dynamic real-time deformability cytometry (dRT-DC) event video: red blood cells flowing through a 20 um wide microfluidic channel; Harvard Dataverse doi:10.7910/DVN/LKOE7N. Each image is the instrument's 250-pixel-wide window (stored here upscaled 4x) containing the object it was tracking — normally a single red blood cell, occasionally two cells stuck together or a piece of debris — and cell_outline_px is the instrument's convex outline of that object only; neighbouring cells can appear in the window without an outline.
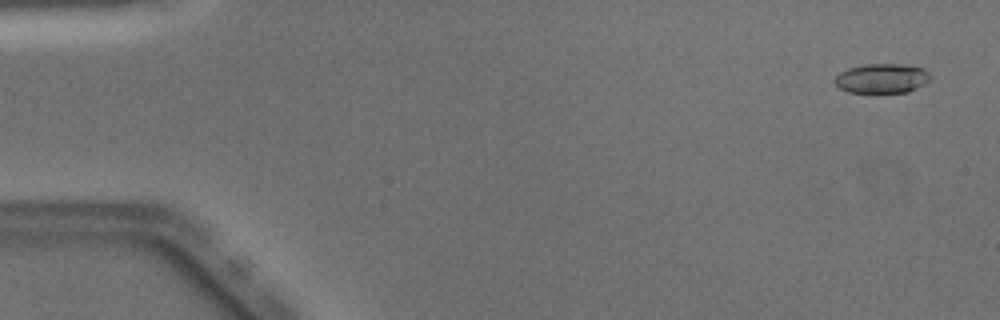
{"species": "Egyptian fruit bat (a non-hibernating species)", "species_latin": "Rousettus aegyptiacus", "temperature_condition": "warm", "stored_images_in_passage": 50, "camera_frame_rate_fps": 3000, "um_per_image_px": 0.085, "animal": {"sex": "male"}, "frame": {"image": 1, "passage_image": 3, "time_ms": 0.667, "image_size_px": [1000, 320], "cell_outline_px": [[928, 80], [924, 84], [908, 92], [876, 96], [848, 92], [840, 88], [836, 84], [836, 76], [840, 72], [848, 68], [864, 64], [900, 64], [924, 68], [928, 72]], "centroid_in_image_um": [74.93, 6.72], "position_along_channel_um": 10.1, "area_um2": 17.05}}
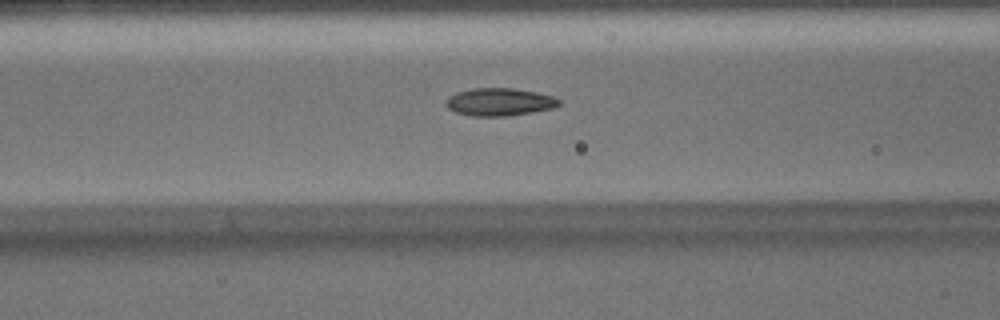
{"frame": {"image": 2, "passage_image": 21, "time_ms": 6.667, "image_size_px": [1000, 320], "cell_outline_px": [[560, 104], [552, 108], [508, 116], [472, 116], [456, 112], [448, 108], [444, 104], [444, 100], [448, 96], [456, 92], [472, 88], [512, 88], [536, 92], [552, 96], [560, 100]], "centroid_in_image_um": [42.39, 8.66], "position_along_channel_um": 124.2, "area_um2": 18.26}}
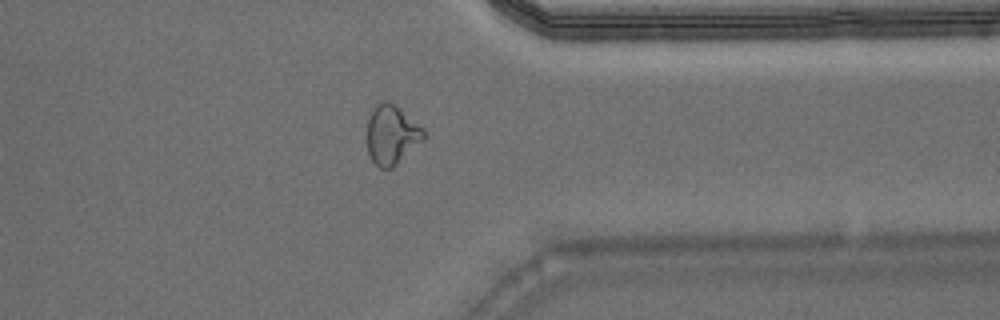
{"frame": {"image": 3, "passage_image": 40, "time_ms": 13.0, "image_size_px": [1000, 320], "cell_outline_px": [[428, 136], [424, 140], [392, 168], [380, 168], [372, 160], [368, 152], [368, 116], [372, 108], [380, 100], [388, 100], [400, 108], [424, 128], [428, 132]], "centroid_in_image_um": [33.33, 11.42], "position_along_channel_um": 378.1, "area_um2": 19.88}, "authors_computed_cell_mechanics": {"area_um2": 17.6868, "velocity_mm_per_s": 4.0892, "shape_relaxation_time_tau1_ms": 6.5298, "shape_relaxation_time_tau2_ms": 1.7963, "deformation_change_tau1": 0.2152, "deformation_change_tau2": 0.08}}